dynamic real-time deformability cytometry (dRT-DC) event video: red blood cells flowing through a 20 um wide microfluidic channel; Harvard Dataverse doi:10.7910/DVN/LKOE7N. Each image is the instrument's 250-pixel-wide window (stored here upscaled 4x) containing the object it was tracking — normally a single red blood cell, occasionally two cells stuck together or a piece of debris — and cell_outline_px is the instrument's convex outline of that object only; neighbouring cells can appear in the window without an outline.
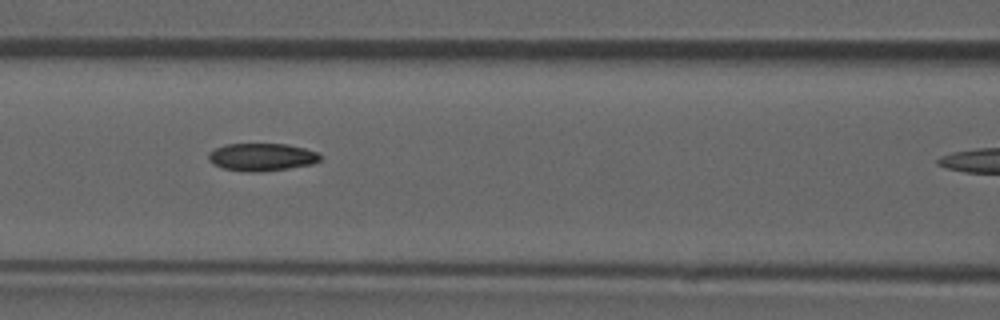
{"species": "common noctule bat (a hibernating species)", "species_latin": "Nyctalus noctula", "temperature_condition": "room temperature", "stored_images_in_passage": 14, "camera_frame_rate_fps": 3000, "um_per_image_px": 0.085, "animal": {"sex": "male", "forearm_length_mm": 52.5}, "frame": {"image": 1, "passage_image": 7, "time_ms": 2.0, "image_size_px": [1000, 320], "cell_outline_px": [[320, 160], [312, 164], [288, 168], [260, 172], [244, 172], [224, 168], [212, 164], [208, 160], [208, 152], [224, 144], [288, 144], [320, 152]], "centroid_in_image_um": [22.23, 13.35], "position_along_channel_um": 144.4, "area_um2": 18.15}}